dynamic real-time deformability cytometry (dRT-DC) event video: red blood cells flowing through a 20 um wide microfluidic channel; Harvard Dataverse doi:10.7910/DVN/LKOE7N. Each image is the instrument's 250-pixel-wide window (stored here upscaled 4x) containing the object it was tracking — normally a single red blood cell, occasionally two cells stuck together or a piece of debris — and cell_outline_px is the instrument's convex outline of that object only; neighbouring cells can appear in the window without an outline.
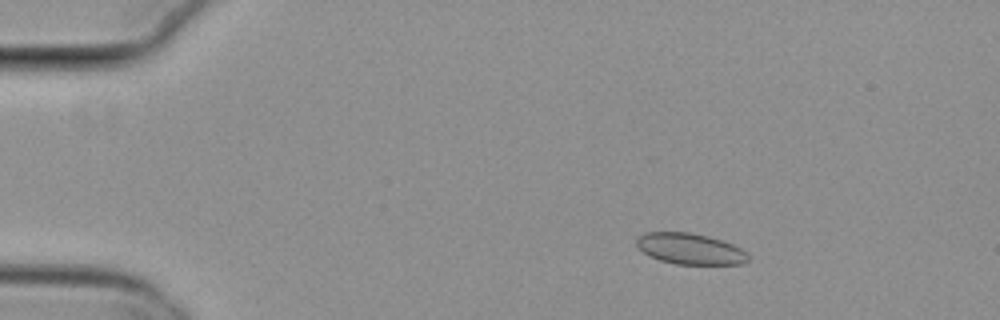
{"species": "common noctule bat (a hibernating species)", "species_latin": "Nyctalus noctula", "temperature_condition": "cold", "stored_images_in_passage": 5, "camera_frame_rate_fps": 3000, "um_per_image_px": 0.085, "animal": {"sex": "female", "body_mass_g": 29.2, "forearm_length_mm": 56.3}, "frame": {"image": 1, "passage_image": 3, "time_ms": 0.667, "image_size_px": [1000, 320], "cell_outline_px": [[748, 260], [744, 264], [676, 264], [660, 260], [648, 256], [636, 244], [636, 236], [644, 232], [688, 232], [708, 236], [724, 240], [740, 248], [748, 256]], "centroid_in_image_um": [58.63, 21.14], "position_along_channel_um": 26.4, "area_um2": 20.23}}
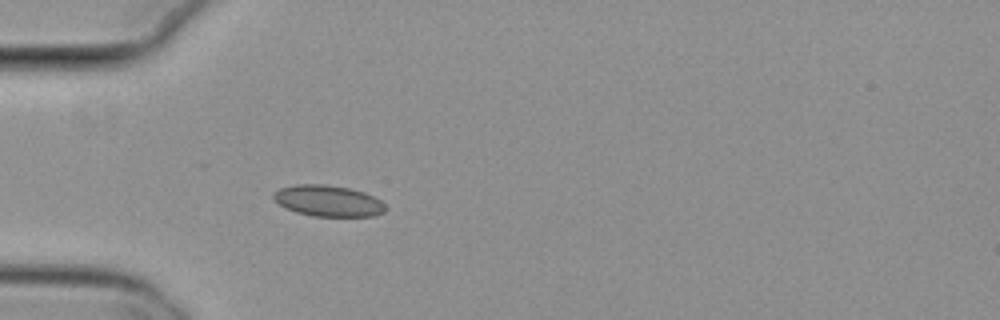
{"frame": {"image": 2, "passage_image": 5, "time_ms": 1.333, "image_size_px": [1000, 320], "cell_outline_px": [[388, 208], [384, 212], [376, 216], [312, 216], [296, 212], [284, 208], [272, 196], [272, 192], [280, 188], [296, 184], [324, 184], [348, 188], [364, 192], [380, 200]], "centroid_in_image_um": [27.89, 17.07], "position_along_channel_um": 57.1, "area_um2": 20.4}}